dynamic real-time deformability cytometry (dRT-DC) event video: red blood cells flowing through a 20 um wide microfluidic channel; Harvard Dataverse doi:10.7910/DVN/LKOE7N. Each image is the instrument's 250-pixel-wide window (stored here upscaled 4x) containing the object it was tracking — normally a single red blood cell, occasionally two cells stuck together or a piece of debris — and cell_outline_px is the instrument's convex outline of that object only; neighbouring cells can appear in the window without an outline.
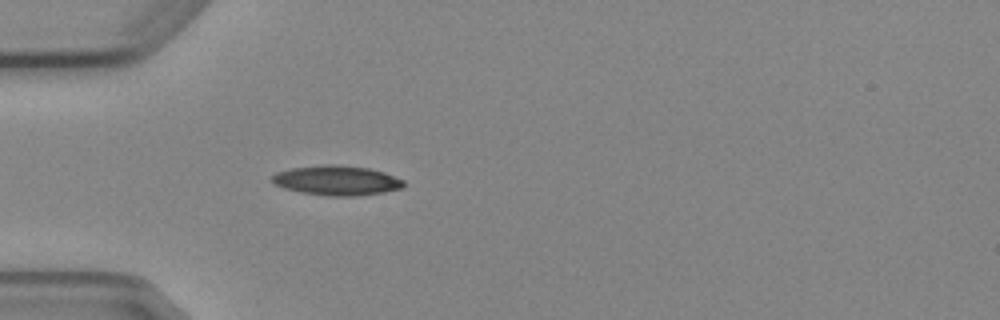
{"species": "Egyptian fruit bat (a non-hibernating species)", "species_latin": "Rousettus aegyptiacus", "temperature_condition": "cold", "stored_images_in_passage": 4, "camera_frame_rate_fps": 3000, "um_per_image_px": 0.085, "animal": {"sex": "female"}, "frame": {"image": 1, "passage_image": 4, "time_ms": 3.667, "image_size_px": [1000, 320], "cell_outline_px": [[404, 188], [384, 192], [356, 196], [328, 196], [300, 192], [284, 188], [276, 184], [272, 180], [272, 176], [276, 172], [292, 168], [324, 164], [336, 164], [368, 168], [384, 172], [404, 180]], "centroid_in_image_um": [28.65, 15.34], "position_along_channel_um": 56.4, "area_um2": 22.83}}